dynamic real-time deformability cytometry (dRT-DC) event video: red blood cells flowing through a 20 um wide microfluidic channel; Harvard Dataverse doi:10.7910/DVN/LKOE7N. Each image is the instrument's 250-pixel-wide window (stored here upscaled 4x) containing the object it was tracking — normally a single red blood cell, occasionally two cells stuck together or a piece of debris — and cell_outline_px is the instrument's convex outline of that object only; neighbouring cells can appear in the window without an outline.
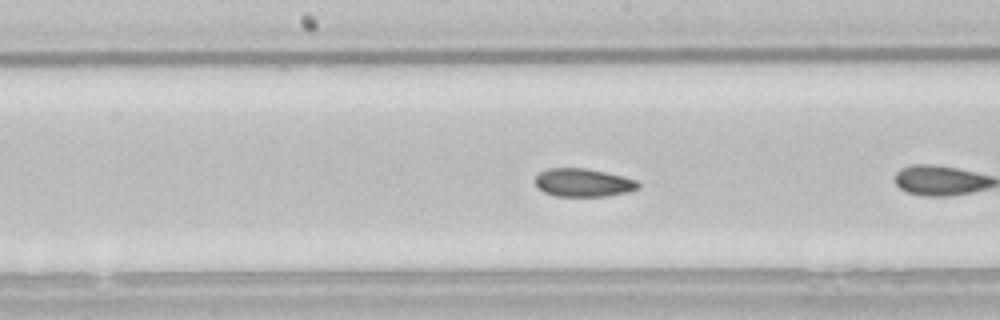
{"species": "common noctule bat (a hibernating species)", "species_latin": "Nyctalus noctula", "temperature_condition": "room temperature", "stored_images_in_passage": 39, "camera_frame_rate_fps": 3000, "um_per_image_px": 0.085, "animal": {"sex": "male", "body_mass_g": 21.5, "forearm_length_mm": 52.0}, "frame": {"image": 1, "passage_image": 12, "time_ms": 3.667, "image_size_px": [1000, 320], "cell_outline_px": [[640, 188], [628, 192], [604, 196], [556, 196], [544, 192], [536, 184], [536, 176], [540, 172], [548, 168], [584, 168], [624, 176], [636, 180], [640, 184]], "centroid_in_image_um": [49.6, 15.52], "position_along_channel_um": 198.6, "area_um2": 16.82}, "authors_computed_cell_mechanics": {"area_um2": 17.4556, "velocity_mm_per_s": 3.8181, "shape_relaxation_time_tau1_ms": null, "shape_relaxation_time_tau2_ms": 2.9664, "deformation_change_tau1": null, "deformation_change_tau2": 0.0684}}